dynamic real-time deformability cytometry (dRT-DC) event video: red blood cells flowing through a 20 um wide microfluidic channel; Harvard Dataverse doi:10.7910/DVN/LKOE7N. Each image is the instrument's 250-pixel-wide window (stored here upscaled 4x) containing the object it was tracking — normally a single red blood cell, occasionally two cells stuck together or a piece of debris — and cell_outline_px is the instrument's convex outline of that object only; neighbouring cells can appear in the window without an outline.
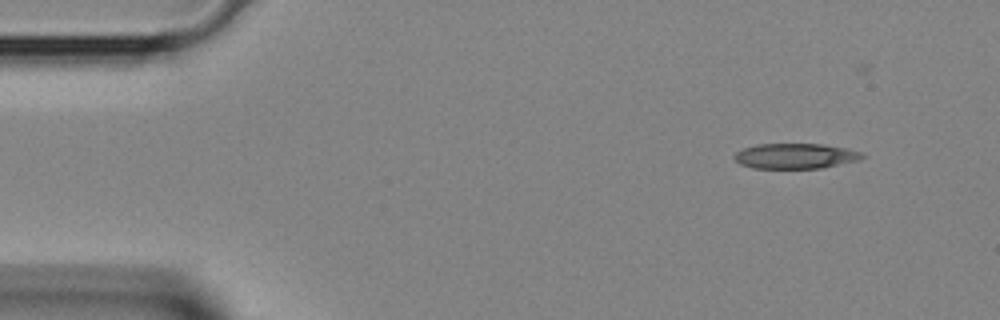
{"species": "Egyptian fruit bat (a non-hibernating species)", "species_latin": "Rousettus aegyptiacus", "temperature_condition": "room temperature", "stored_images_in_passage": 4, "camera_frame_rate_fps": 3000, "um_per_image_px": 0.085, "animal": {"sex": "female"}, "frame": {"image": 1, "passage_image": 1, "time_ms": 0.0, "image_size_px": [1000, 320], "cell_outline_px": [[864, 156], [860, 160], [824, 168], [752, 168], [740, 164], [732, 156], [736, 152], [744, 148], [756, 144], [824, 144], [864, 152]], "centroid_in_image_um": [67.63, 13.26], "position_along_channel_um": 17.4, "area_um2": 18.96}}